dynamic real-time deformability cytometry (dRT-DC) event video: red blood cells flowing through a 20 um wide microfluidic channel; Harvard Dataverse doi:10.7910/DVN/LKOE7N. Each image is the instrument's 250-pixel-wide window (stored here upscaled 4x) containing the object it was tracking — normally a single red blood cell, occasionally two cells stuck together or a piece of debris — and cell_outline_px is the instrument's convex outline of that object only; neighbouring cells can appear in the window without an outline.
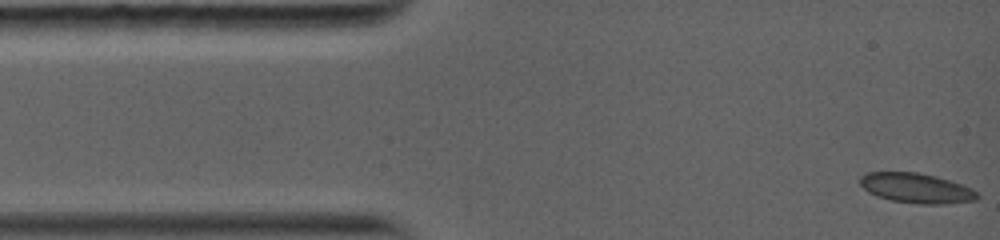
{"species": "common noctule bat (a hibernating species)", "species_latin": "Nyctalus noctula", "temperature_condition": "warm", "stored_images_in_passage": 31, "camera_frame_rate_fps": 5000, "um_per_image_px": 0.085, "animal": {"sex": "female", "body_mass_g": 19.0, "forearm_length_mm": 56.7}, "frame": {"image": 1, "passage_image": 1, "time_ms": 0.0, "image_size_px": [1000, 240], "cell_outline_px": [[980, 196], [976, 200], [944, 204], [920, 204], [892, 200], [876, 196], [868, 192], [860, 184], [860, 176], [868, 172], [916, 172], [936, 176], [972, 188]], "centroid_in_image_um": [77.88, 15.99], "position_along_channel_um": 7.1, "area_um2": 20.35}}
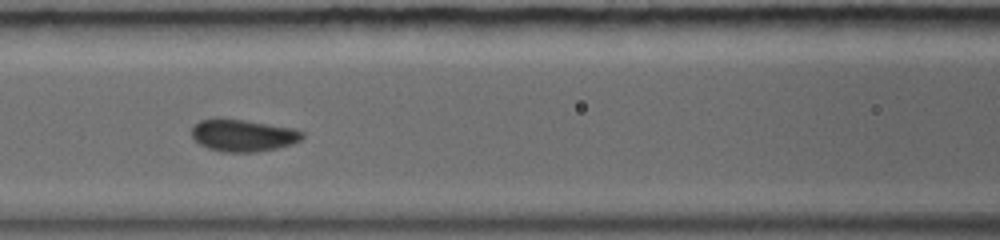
{"frame": {"image": 2, "passage_image": 18, "time_ms": 5.2, "image_size_px": [1000, 240], "cell_outline_px": [[304, 136], [300, 140], [292, 144], [276, 148], [256, 152], [220, 152], [208, 148], [200, 144], [192, 136], [192, 124], [200, 120], [216, 116], [244, 120], [296, 128], [304, 132]], "centroid_in_image_um": [20.63, 11.48], "position_along_channel_um": 146.0, "area_um2": 21.15}}
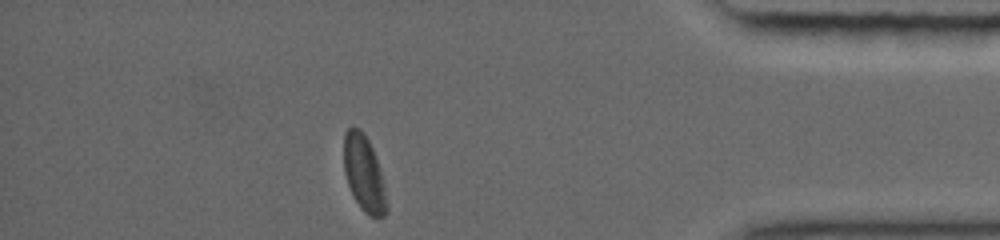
{"frame": {"image": 3, "passage_image": 31, "time_ms": 12.4, "image_size_px": [1000, 240], "cell_outline_px": [[388, 212], [384, 216], [368, 216], [360, 208], [348, 184], [344, 172], [344, 132], [348, 128], [360, 128], [364, 132], [372, 148], [380, 172], [384, 188], [388, 208]], "centroid_in_image_um": [30.93, 14.75], "position_along_channel_um": 404.3, "area_um2": 18.67}, "authors_computed_cell_mechanics": {"area_um2": 20.3456, "velocity_mm_per_s": 4.0989, "shape_relaxation_time_tau1_ms": 2.9351, "shape_relaxation_time_tau2_ms": null, "deformation_change_tau1": 0.0955, "deformation_change_tau2": null}}